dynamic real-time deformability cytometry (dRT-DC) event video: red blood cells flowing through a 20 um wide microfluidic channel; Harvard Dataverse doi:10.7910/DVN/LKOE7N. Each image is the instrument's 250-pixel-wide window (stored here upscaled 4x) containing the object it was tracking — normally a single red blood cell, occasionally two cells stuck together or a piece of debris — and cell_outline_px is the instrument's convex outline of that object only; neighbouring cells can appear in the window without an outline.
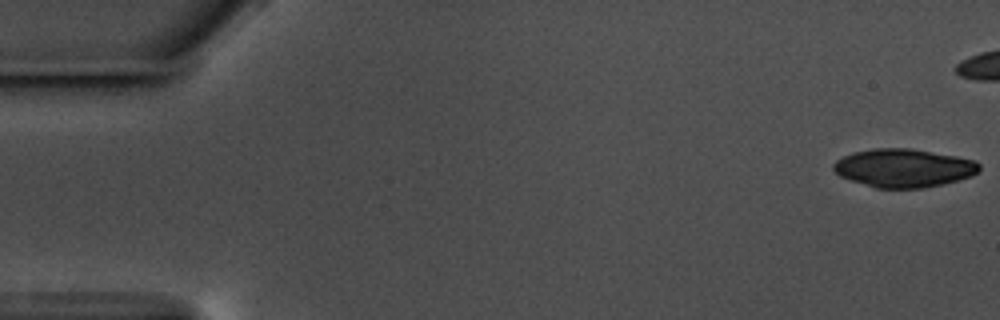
{"species": "common noctule bat (a hibernating species)", "species_latin": "Nyctalus noctula", "temperature_condition": "warm", "stored_images_in_passage": 11, "camera_frame_rate_fps": 3000, "um_per_image_px": 0.085, "animal": {"sex": "male", "body_mass_g": 17.5, "forearm_length_mm": 52.3}, "frame": {"image": 1, "passage_image": 1, "time_ms": 0.0, "image_size_px": [1000, 320], "cell_outline_px": [[980, 168], [972, 176], [944, 184], [924, 188], [876, 188], [840, 176], [832, 168], [832, 164], [836, 160], [852, 152], [872, 148], [912, 148], [956, 156], [976, 160], [980, 164]], "centroid_in_image_um": [76.82, 14.27], "position_along_channel_um": 8.2, "area_um2": 32.71}}